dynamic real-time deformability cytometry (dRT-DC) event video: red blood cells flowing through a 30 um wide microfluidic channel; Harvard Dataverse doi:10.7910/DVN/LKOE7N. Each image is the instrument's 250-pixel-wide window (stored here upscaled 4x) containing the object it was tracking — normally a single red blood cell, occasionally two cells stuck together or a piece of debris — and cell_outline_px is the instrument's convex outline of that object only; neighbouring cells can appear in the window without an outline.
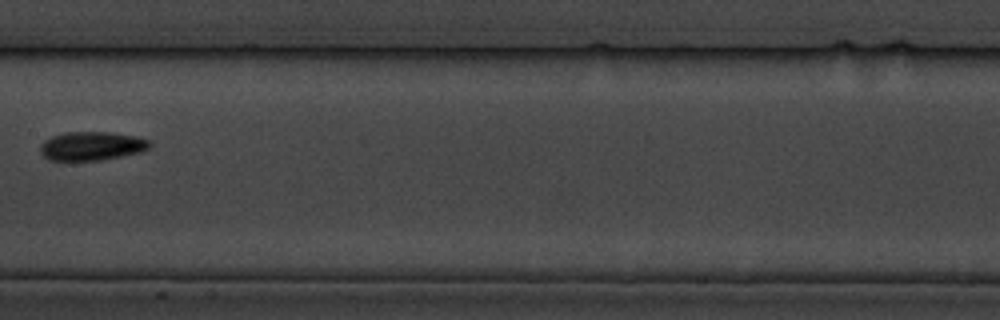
{"species": "common noctule bat (a hibernating species)", "species_latin": "Nyctalus noctula", "temperature_condition": "cold", "stored_images_in_passage": 13, "camera_frame_rate_fps": 3000, "um_per_image_px": 0.085, "animal": {"sex": "male", "body_mass_g": 19.5, "forearm_length_mm": 54.6}, "frame": {"image": 1, "passage_image": 6, "time_ms": 6.667, "image_size_px": [1000, 320], "cell_outline_px": [[152, 144], [148, 148], [140, 152], [100, 160], [48, 160], [40, 152], [40, 144], [44, 140], [52, 136], [64, 132], [108, 132], [136, 136], [148, 140]], "centroid_in_image_um": [7.76, 12.4], "position_along_channel_um": 199.6, "area_um2": 18.26}}
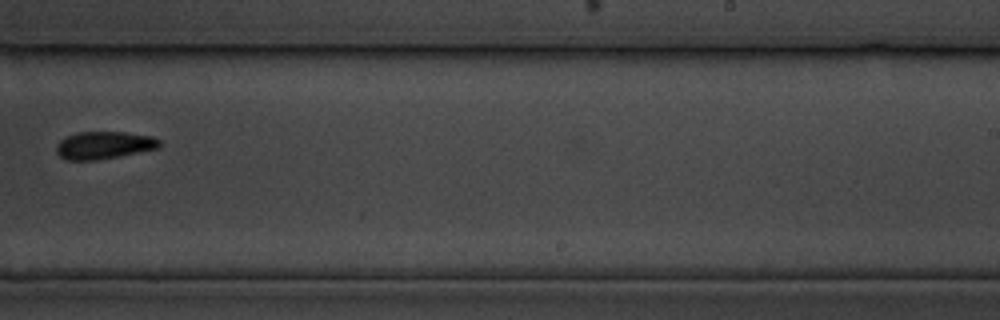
{"frame": {"image": 2, "passage_image": 8, "time_ms": 9.0, "image_size_px": [1000, 320], "cell_outline_px": [[160, 148], [96, 160], [68, 160], [60, 156], [56, 152], [56, 144], [64, 136], [76, 132], [124, 132], [152, 136], [160, 140]], "centroid_in_image_um": [8.81, 12.33], "position_along_channel_um": 280.2, "area_um2": 16.59}, "authors_computed_cell_mechanics": {"area_um2": 17.2822, "velocity_mm_per_s": 3.4606, "shape_relaxation_time_tau1_ms": 4.7905, "shape_relaxation_time_tau2_ms": null, "deformation_change_tau1": 0.0838, "deformation_change_tau2": null}}